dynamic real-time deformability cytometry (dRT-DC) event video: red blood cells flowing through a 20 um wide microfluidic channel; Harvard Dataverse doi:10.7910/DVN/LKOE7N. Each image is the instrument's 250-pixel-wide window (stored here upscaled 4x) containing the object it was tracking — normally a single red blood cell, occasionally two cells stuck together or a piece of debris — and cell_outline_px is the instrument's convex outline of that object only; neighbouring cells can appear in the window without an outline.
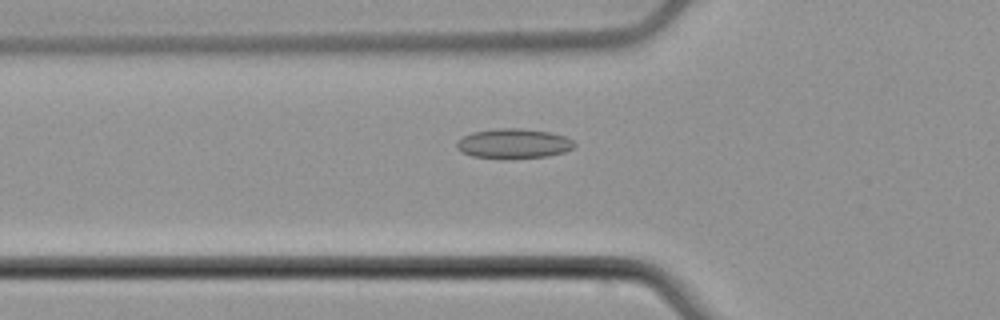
{"species": "common noctule bat (a hibernating species)", "species_latin": "Nyctalus noctula", "temperature_condition": "cold", "stored_images_in_passage": 36, "camera_frame_rate_fps": 3000, "um_per_image_px": 0.085, "animal": {"sex": "male", "body_mass_g": 21.5, "forearm_length_mm": 52.0}, "frame": {"image": 1, "passage_image": 7, "time_ms": 2.0, "image_size_px": [1000, 320], "cell_outline_px": [[576, 144], [572, 148], [564, 152], [548, 156], [472, 156], [460, 152], [456, 148], [456, 144], [464, 136], [472, 132], [496, 128], [520, 128], [548, 132], [564, 136], [572, 140]], "centroid_in_image_um": [43.65, 12.16], "position_along_channel_um": 82.2, "area_um2": 19.59}}
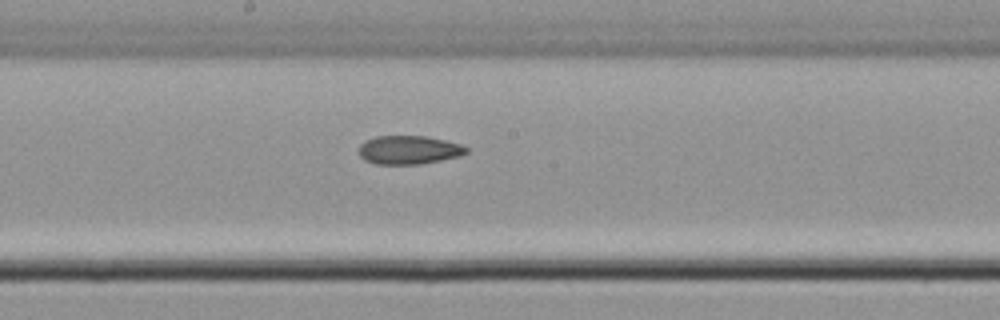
{"frame": {"image": 2, "passage_image": 17, "time_ms": 5.333, "image_size_px": [1000, 320], "cell_outline_px": [[468, 152], [460, 156], [420, 164], [376, 164], [364, 160], [360, 156], [360, 144], [364, 140], [376, 136], [428, 136], [464, 144], [468, 148]], "centroid_in_image_um": [34.78, 12.73], "position_along_channel_um": 213.4, "area_um2": 18.09}}
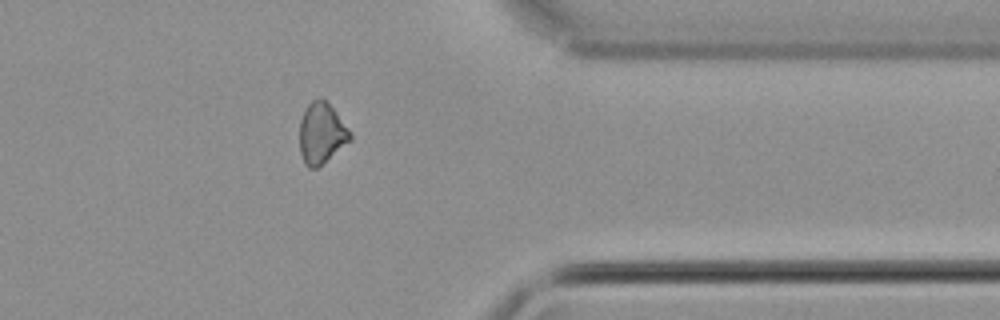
{"frame": {"image": 3, "passage_image": 31, "time_ms": 10.0, "image_size_px": [1000, 320], "cell_outline_px": [[352, 140], [316, 168], [308, 168], [304, 164], [300, 152], [300, 120], [308, 104], [312, 100], [320, 96], [336, 112], [352, 132]], "centroid_in_image_um": [27.33, 11.33], "position_along_channel_um": 384.1, "area_um2": 17.92}}